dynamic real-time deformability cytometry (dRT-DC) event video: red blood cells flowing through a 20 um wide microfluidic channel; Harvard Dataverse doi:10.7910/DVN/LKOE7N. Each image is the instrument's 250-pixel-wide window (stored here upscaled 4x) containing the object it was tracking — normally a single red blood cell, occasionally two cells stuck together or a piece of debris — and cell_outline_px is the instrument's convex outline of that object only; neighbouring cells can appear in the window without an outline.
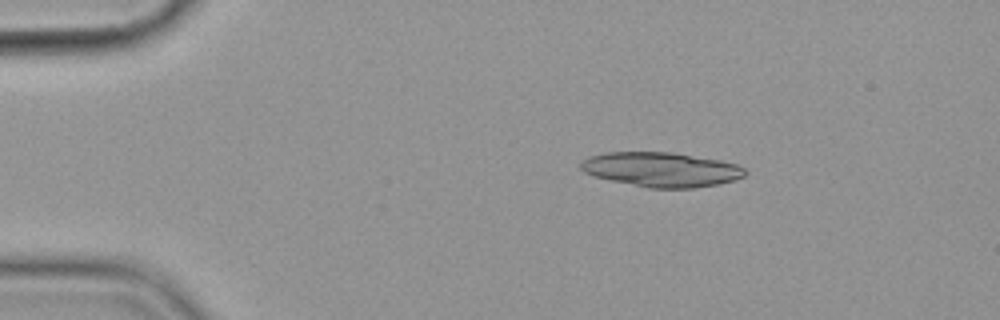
{"species": "common noctule bat (a hibernating species)", "species_latin": "Nyctalus noctula", "temperature_condition": "cold", "stored_images_in_passage": 3, "camera_frame_rate_fps": 3000, "um_per_image_px": 0.085, "animal": {"sex": "female", "body_mass_g": 19.9}, "frame": {"image": 1, "passage_image": 1, "time_ms": 0.0, "image_size_px": [1000, 320], "cell_outline_px": [[748, 172], [744, 176], [720, 184], [696, 188], [648, 188], [592, 176], [584, 172], [580, 168], [580, 160], [588, 156], [604, 152], [672, 152], [720, 160], [736, 164], [744, 168]], "centroid_in_image_um": [56.18, 14.4], "position_along_channel_um": 28.8, "area_um2": 33.35}}